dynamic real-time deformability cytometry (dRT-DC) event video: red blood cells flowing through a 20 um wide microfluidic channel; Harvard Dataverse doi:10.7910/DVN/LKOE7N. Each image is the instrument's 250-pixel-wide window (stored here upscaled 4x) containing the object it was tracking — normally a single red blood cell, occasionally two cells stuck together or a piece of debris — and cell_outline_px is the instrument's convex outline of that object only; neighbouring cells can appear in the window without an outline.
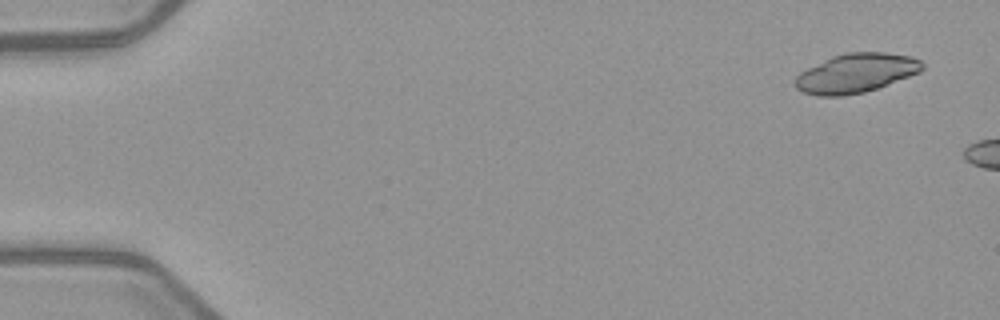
{"species": "common noctule bat (a hibernating species)", "species_latin": "Nyctalus noctula", "temperature_condition": "warm", "stored_images_in_passage": 2, "camera_frame_rate_fps": 3000, "um_per_image_px": 0.085, "animal": {"sex": "female", "body_mass_g": 21.9}, "frame": {"image": 1, "passage_image": 1, "time_ms": 0.0, "image_size_px": [1000, 320], "cell_outline_px": [[924, 68], [920, 72], [876, 88], [864, 92], [844, 96], [816, 96], [804, 92], [796, 88], [796, 76], [800, 72], [832, 56], [844, 52], [884, 52], [912, 56], [920, 60], [924, 64]], "centroid_in_image_um": [72.77, 6.21], "position_along_channel_um": 12.2, "area_um2": 28.9}}